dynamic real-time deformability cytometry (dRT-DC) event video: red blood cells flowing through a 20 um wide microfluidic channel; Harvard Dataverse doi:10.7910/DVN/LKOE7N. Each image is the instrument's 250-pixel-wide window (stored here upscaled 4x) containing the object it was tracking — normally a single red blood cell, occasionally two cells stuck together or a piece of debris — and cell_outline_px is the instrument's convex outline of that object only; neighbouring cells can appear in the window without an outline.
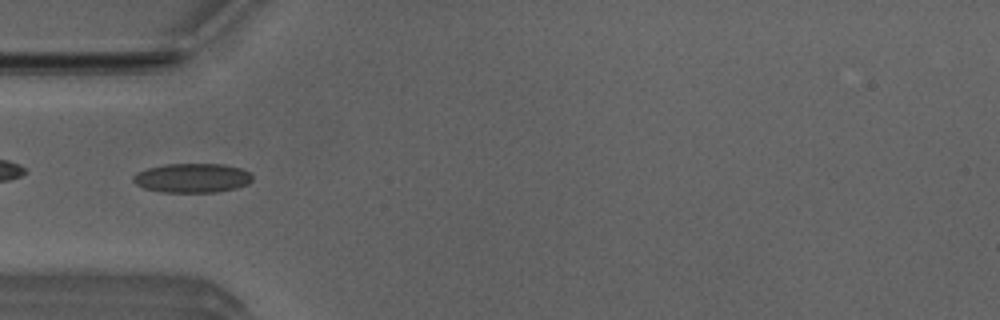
{"species": "Egyptian fruit bat (a non-hibernating species)", "species_latin": "Rousettus aegyptiacus", "temperature_condition": "room temperature", "stored_images_in_passage": 4, "camera_frame_rate_fps": 3000, "um_per_image_px": 0.085, "animal": {"sex": "male"}, "frame": {"image": 1, "passage_image": 2, "time_ms": 0.333, "image_size_px": [1000, 320], "cell_outline_px": [[252, 180], [248, 184], [236, 188], [216, 192], [160, 192], [144, 188], [136, 184], [132, 180], [132, 176], [136, 172], [148, 168], [164, 164], [224, 164], [240, 168], [252, 172]], "centroid_in_image_um": [16.34, 15.12], "position_along_channel_um": 68.7, "area_um2": 20.52}}